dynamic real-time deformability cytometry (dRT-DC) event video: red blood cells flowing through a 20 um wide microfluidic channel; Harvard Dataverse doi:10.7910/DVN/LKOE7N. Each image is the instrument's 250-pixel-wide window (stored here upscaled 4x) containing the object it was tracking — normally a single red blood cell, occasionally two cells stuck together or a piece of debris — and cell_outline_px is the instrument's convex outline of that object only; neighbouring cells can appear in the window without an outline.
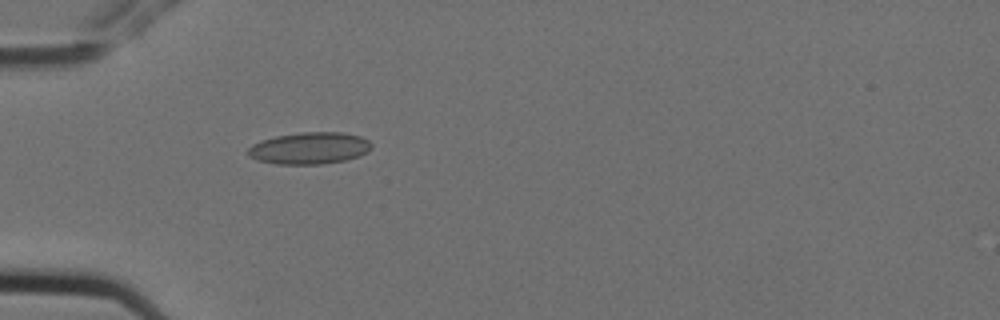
{"species": "Egyptian fruit bat (a non-hibernating species)", "species_latin": "Rousettus aegyptiacus", "temperature_condition": "cold", "stored_images_in_passage": 5, "camera_frame_rate_fps": 3000, "um_per_image_px": 0.085, "animal": {"sex": "female"}, "frame": {"image": 1, "passage_image": 5, "time_ms": 1.333, "image_size_px": [1000, 320], "cell_outline_px": [[372, 148], [368, 152], [360, 156], [344, 160], [324, 164], [276, 164], [256, 160], [248, 156], [248, 148], [252, 144], [260, 140], [276, 136], [300, 132], [340, 132], [360, 136], [368, 140], [372, 144]], "centroid_in_image_um": [26.3, 12.59], "position_along_channel_um": 58.7, "area_um2": 23.12}}